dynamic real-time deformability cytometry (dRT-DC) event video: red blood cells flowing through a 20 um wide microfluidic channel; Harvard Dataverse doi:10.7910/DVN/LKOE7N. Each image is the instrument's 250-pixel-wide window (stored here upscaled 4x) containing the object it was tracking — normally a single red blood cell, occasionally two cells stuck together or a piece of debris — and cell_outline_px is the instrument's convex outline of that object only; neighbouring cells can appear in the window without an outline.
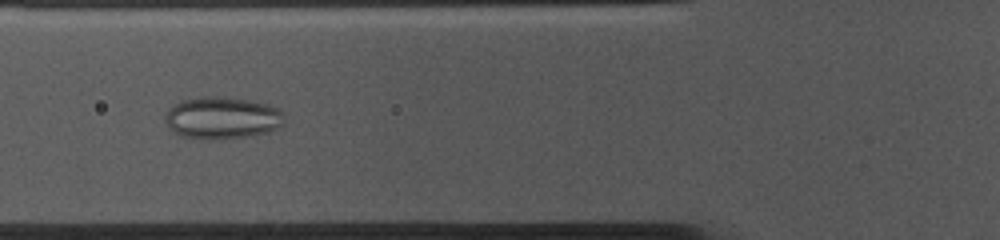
{"species": "common noctule bat (a hibernating species)", "species_latin": "Nyctalus noctula", "temperature_condition": "cold", "stored_images_in_passage": 43, "camera_frame_rate_fps": 3000, "um_per_image_px": 0.085, "animal": {"sex": "female", "body_mass_g": 10.0, "forearm_length_mm": 53.1}, "frame": {"image": 1, "passage_image": 8, "time_ms": 2.333, "image_size_px": [1000, 240], "cell_outline_px": [[284, 120], [280, 128], [272, 132], [248, 136], [212, 140], [176, 136], [168, 128], [164, 120], [164, 116], [168, 108], [172, 104], [184, 100], [200, 96], [220, 96], [248, 100], [268, 104], [280, 108], [284, 112]], "centroid_in_image_um": [18.87, 10.03], "position_along_channel_um": 106.9, "area_um2": 30.06}}
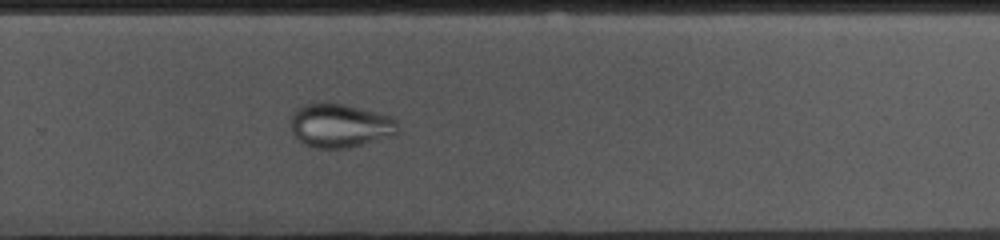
{"frame": {"image": 2, "passage_image": 24, "time_ms": 7.667, "image_size_px": [1000, 240], "cell_outline_px": [[400, 124], [396, 132], [392, 136], [348, 148], [316, 148], [304, 144], [292, 132], [288, 120], [292, 112], [296, 108], [304, 104], [324, 100], [328, 100], [360, 108], [388, 116], [396, 120]], "centroid_in_image_um": [28.83, 10.64], "position_along_channel_um": 301.0, "area_um2": 27.86}}
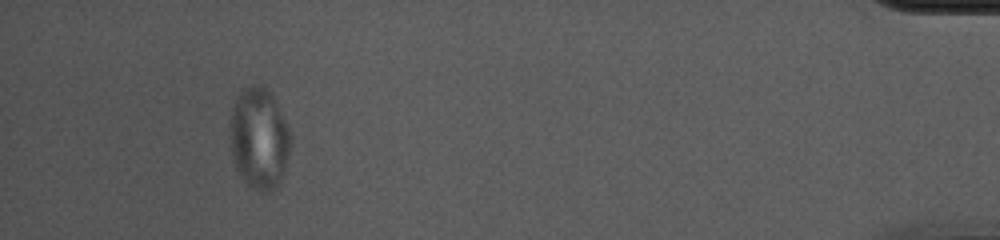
{"frame": {"image": 3, "passage_image": 39, "time_ms": 12.667, "image_size_px": [1000, 240], "cell_outline_px": [[292, 140], [284, 172], [276, 188], [272, 192], [256, 192], [240, 176], [236, 168], [232, 152], [228, 132], [228, 124], [232, 108], [236, 96], [244, 88], [252, 84], [260, 84], [272, 92], [276, 100], [292, 136]], "centroid_in_image_um": [22.02, 11.74], "position_along_channel_um": 413.2, "area_um2": 36.59}}